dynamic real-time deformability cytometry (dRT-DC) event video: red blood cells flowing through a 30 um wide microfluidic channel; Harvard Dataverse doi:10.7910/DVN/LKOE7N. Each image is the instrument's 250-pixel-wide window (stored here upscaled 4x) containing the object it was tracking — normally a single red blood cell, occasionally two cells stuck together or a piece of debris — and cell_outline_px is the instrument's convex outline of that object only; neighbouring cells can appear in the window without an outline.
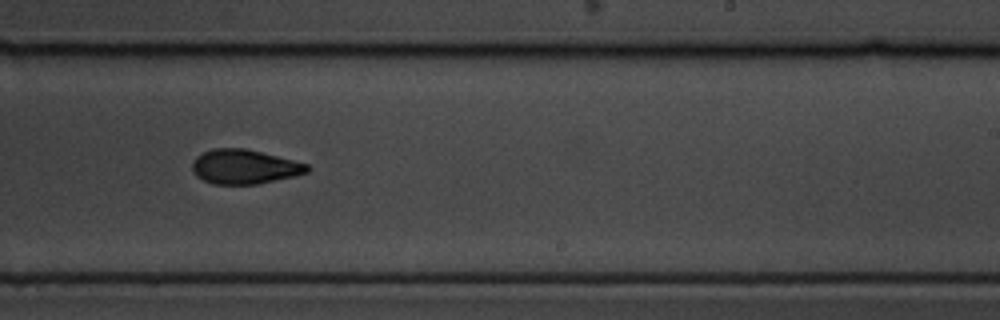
{"species": "common noctule bat (a hibernating species)", "species_latin": "Nyctalus noctula", "temperature_condition": "cold", "stored_images_in_passage": 16, "camera_frame_rate_fps": 3000, "um_per_image_px": 0.085, "animal": {"sex": "male", "body_mass_g": 19.5, "forearm_length_mm": 54.6}, "frame": {"image": 1, "passage_image": 10, "time_ms": 3.0, "image_size_px": [1000, 320], "cell_outline_px": [[312, 168], [308, 172], [296, 176], [256, 184], [212, 184], [196, 176], [192, 172], [192, 160], [196, 156], [212, 148], [244, 148], [308, 164]], "centroid_in_image_um": [20.75, 14.18], "position_along_channel_um": 268.2, "area_um2": 23.06}}
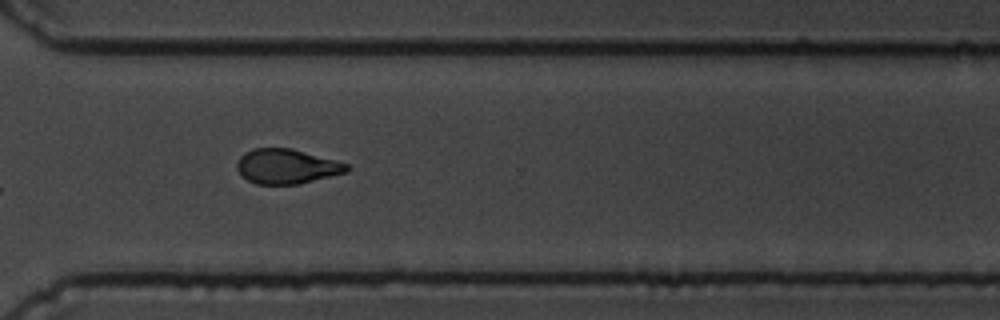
{"frame": {"image": 2, "passage_image": 12, "time_ms": 3.667, "image_size_px": [1000, 320], "cell_outline_px": [[352, 168], [348, 172], [300, 184], [256, 184], [248, 180], [236, 168], [236, 164], [240, 156], [244, 152], [252, 148], [292, 148], [336, 160], [348, 164]], "centroid_in_image_um": [24.4, 14.14], "position_along_channel_um": 346.2, "area_um2": 22.43}}